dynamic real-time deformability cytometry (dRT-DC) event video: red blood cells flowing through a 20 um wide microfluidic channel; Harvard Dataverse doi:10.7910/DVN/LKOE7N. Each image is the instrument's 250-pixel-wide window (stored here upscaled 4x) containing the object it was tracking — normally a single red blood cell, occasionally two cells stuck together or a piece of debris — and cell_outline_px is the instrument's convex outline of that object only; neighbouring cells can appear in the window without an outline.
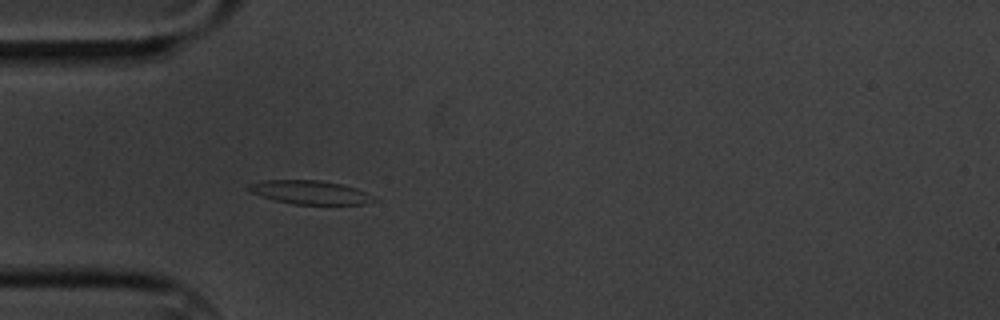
{"species": "common noctule bat (a hibernating species)", "species_latin": "Nyctalus noctula", "temperature_condition": "cold", "stored_images_in_passage": 3, "camera_frame_rate_fps": 3000, "um_per_image_px": 0.085, "animal": {"sex": "male", "body_mass_g": 20.1, "forearm_length_mm": 53.5}, "frame": {"image": 1, "passage_image": 3, "time_ms": 2.333, "image_size_px": [1000, 320], "cell_outline_px": [[376, 200], [364, 204], [292, 204], [276, 200], [248, 192], [244, 188], [248, 184], [264, 180], [320, 180], [340, 184], [356, 188], [372, 196]], "centroid_in_image_um": [26.27, 16.34], "position_along_channel_um": 58.7, "area_um2": 17.17}}